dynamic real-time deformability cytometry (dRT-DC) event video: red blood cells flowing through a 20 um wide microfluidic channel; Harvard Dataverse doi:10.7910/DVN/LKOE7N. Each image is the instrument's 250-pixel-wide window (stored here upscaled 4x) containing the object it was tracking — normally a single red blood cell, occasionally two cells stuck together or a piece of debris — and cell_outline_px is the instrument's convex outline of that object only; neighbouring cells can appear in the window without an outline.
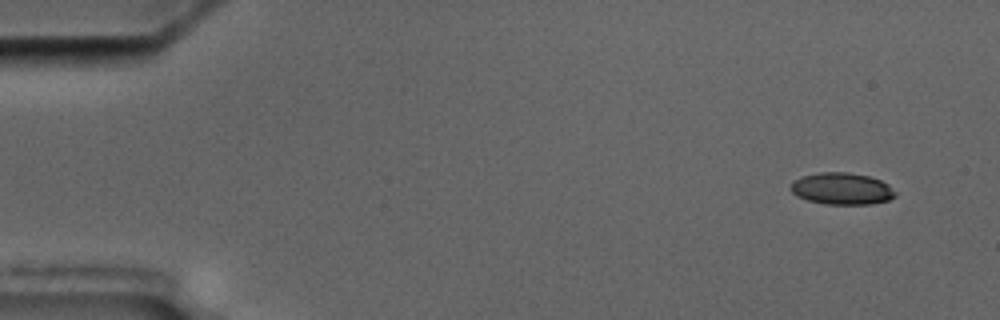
{"species": "common noctule bat (a hibernating species)", "species_latin": "Nyctalus noctula", "temperature_condition": "cold", "stored_images_in_passage": 6, "camera_frame_rate_fps": 3000, "um_per_image_px": 0.085, "animal": {"sex": "male", "body_mass_g": 17.5, "forearm_length_mm": 52.3}, "frame": {"image": 1, "passage_image": 1, "time_ms": 0.0, "image_size_px": [1000, 320], "cell_outline_px": [[896, 196], [888, 200], [872, 204], [824, 204], [808, 200], [796, 196], [792, 192], [792, 184], [800, 176], [820, 172], [848, 172], [868, 176], [880, 180], [888, 184], [896, 192]], "centroid_in_image_um": [71.57, 16.04], "position_along_channel_um": 13.4, "area_um2": 19.36}}
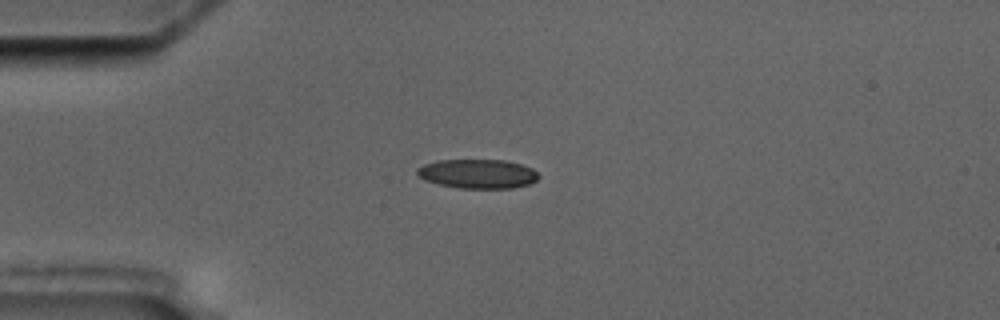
{"frame": {"image": 2, "passage_image": 4, "time_ms": 3.667, "image_size_px": [1000, 320], "cell_outline_px": [[540, 176], [536, 180], [528, 184], [512, 188], [460, 188], [440, 184], [424, 180], [416, 172], [416, 168], [424, 164], [436, 160], [504, 160], [520, 164], [532, 168]], "centroid_in_image_um": [40.59, 14.77], "position_along_channel_um": 44.4, "area_um2": 20.58}}
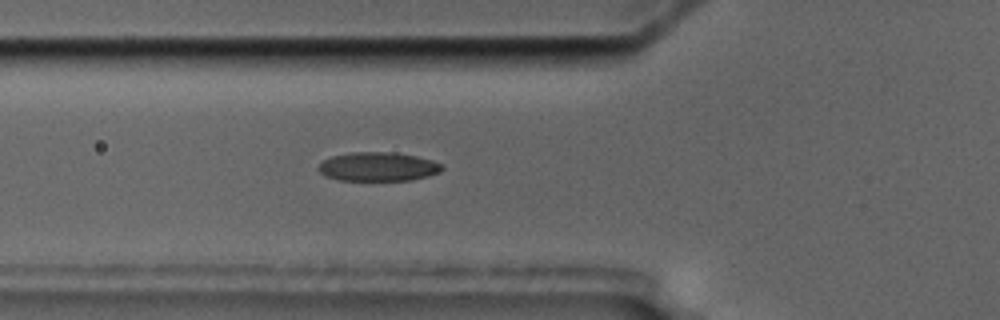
{"frame": {"image": 3, "passage_image": 6, "time_ms": 5.667, "image_size_px": [1000, 320], "cell_outline_px": [[444, 168], [440, 172], [428, 176], [412, 180], [336, 180], [324, 176], [316, 168], [324, 160], [332, 156], [352, 152], [388, 152], [416, 156], [432, 160], [440, 164]], "centroid_in_image_um": [32.11, 14.17], "position_along_channel_um": 93.7, "area_um2": 20.81}}